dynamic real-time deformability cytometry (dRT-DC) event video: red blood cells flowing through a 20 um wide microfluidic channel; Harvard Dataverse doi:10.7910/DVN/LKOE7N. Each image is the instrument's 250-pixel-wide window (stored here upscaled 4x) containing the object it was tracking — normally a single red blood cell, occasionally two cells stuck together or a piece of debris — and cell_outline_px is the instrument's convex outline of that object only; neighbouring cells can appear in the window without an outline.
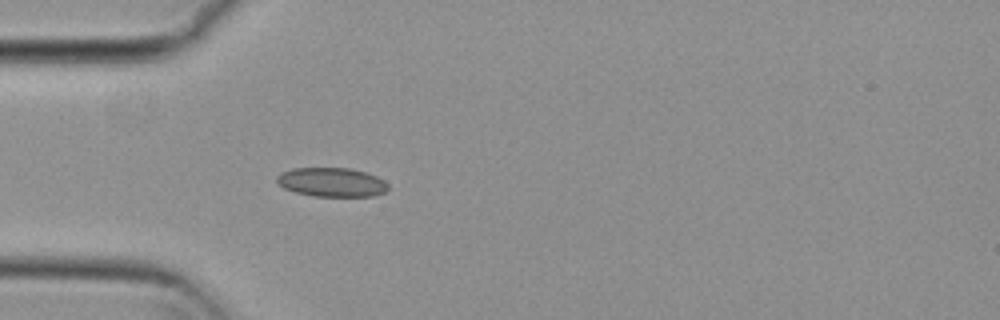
{"species": "common noctule bat (a hibernating species)", "species_latin": "Nyctalus noctula", "temperature_condition": "cold", "stored_images_in_passage": 3, "camera_frame_rate_fps": 3000, "um_per_image_px": 0.085, "animal": {"sex": "female", "body_mass_g": 29.2, "forearm_length_mm": 56.3}, "frame": {"image": 1, "passage_image": 1, "time_ms": 0.0, "image_size_px": [1000, 320], "cell_outline_px": [[388, 188], [384, 192], [372, 196], [316, 196], [296, 192], [284, 188], [276, 184], [276, 176], [280, 172], [292, 168], [348, 168], [364, 172], [376, 176], [384, 180], [388, 184]], "centroid_in_image_um": [28.15, 15.48], "position_along_channel_um": 56.8, "area_um2": 18.84}}